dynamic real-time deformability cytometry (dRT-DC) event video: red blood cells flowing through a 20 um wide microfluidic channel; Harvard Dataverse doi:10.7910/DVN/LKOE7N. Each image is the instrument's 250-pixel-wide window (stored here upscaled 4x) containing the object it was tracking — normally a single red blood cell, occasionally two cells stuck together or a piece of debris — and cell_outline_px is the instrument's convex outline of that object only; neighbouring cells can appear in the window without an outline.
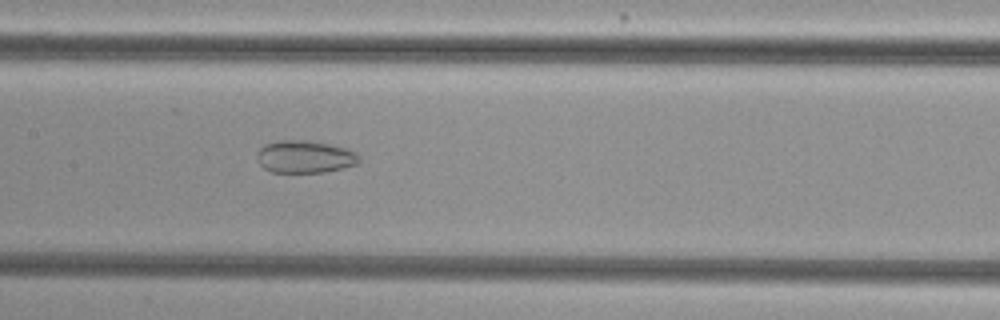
{"species": "common noctule bat (a hibernating species)", "species_latin": "Nyctalus noctula", "temperature_condition": "cold", "stored_images_in_passage": 43, "camera_frame_rate_fps": 3000, "um_per_image_px": 0.085, "animal": {"sex": "female", "body_mass_g": 29.2, "forearm_length_mm": 56.3}, "frame": {"image": 1, "passage_image": 19, "time_ms": 6.0, "image_size_px": [1000, 320], "cell_outline_px": [[360, 160], [356, 164], [344, 168], [324, 172], [272, 172], [264, 168], [256, 160], [256, 152], [264, 144], [280, 140], [312, 140], [344, 148], [356, 152], [360, 156]], "centroid_in_image_um": [25.89, 13.32], "position_along_channel_um": 181.5, "area_um2": 19.48}}
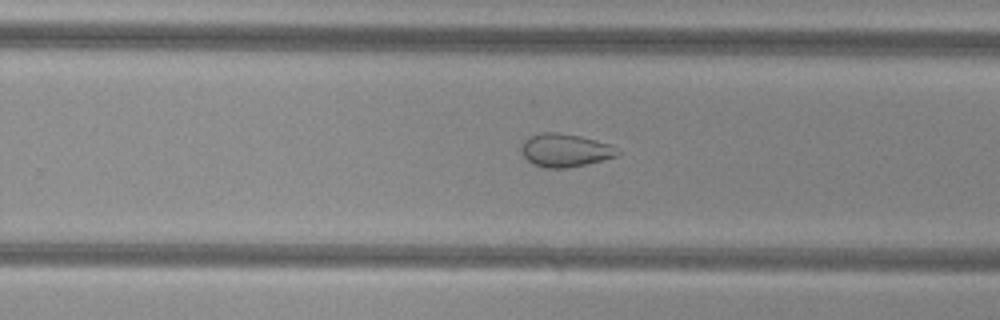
{"frame": {"image": 2, "passage_image": 27, "time_ms": 8.667, "image_size_px": [1000, 320], "cell_outline_px": [[620, 152], [616, 156], [568, 168], [544, 168], [532, 164], [520, 152], [520, 148], [524, 140], [528, 136], [540, 132], [556, 132], [580, 136], [596, 140], [608, 144], [616, 148]], "centroid_in_image_um": [47.96, 12.76], "position_along_channel_um": 281.8, "area_um2": 18.55}}
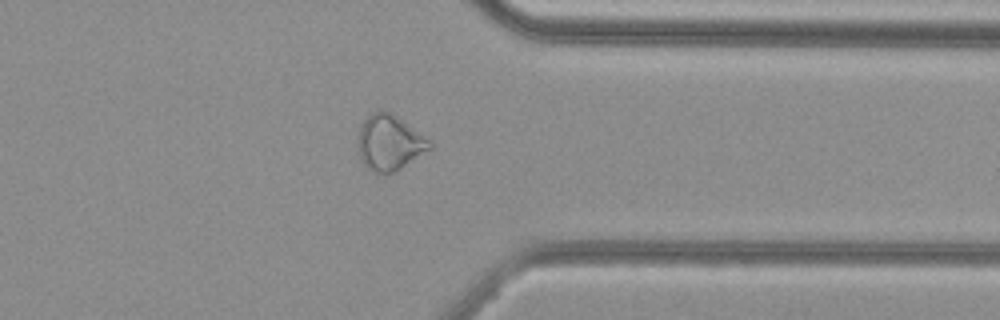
{"frame": {"image": 3, "passage_image": 35, "time_ms": 11.333, "image_size_px": [1000, 320], "cell_outline_px": [[432, 148], [400, 168], [392, 172], [372, 172], [360, 160], [356, 144], [360, 128], [364, 120], [372, 112], [380, 108], [396, 116], [428, 140], [432, 144]], "centroid_in_image_um": [33.04, 12.12], "position_along_channel_um": 378.4, "area_um2": 22.77}, "authors_computed_cell_mechanics": {"area_um2": 22.7732, "velocity_mm_per_s": 3.7733, "shape_relaxation_time_tau1_ms": null, "shape_relaxation_time_tau2_ms": 2.2708, "deformation_change_tau1": null, "deformation_change_tau2": 0.0714}}